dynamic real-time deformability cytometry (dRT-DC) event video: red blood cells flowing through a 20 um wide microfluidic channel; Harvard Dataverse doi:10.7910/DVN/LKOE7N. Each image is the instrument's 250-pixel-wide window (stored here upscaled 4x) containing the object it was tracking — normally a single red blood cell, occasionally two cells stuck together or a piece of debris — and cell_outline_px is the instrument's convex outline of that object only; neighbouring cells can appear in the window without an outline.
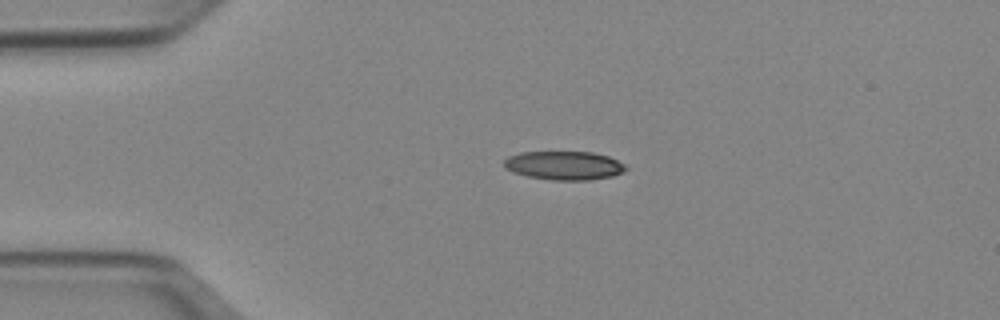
{"species": "Egyptian fruit bat (a non-hibernating species)", "species_latin": "Rousettus aegyptiacus", "temperature_condition": "cold", "stored_images_in_passage": 41, "camera_frame_rate_fps": 3000, "um_per_image_px": 0.085, "animal": {"sex": "female"}, "frame": {"image": 1, "passage_image": 1, "time_ms": 0.0, "image_size_px": [1000, 320], "cell_outline_px": [[628, 168], [624, 172], [612, 176], [588, 180], [552, 180], [528, 176], [512, 172], [504, 168], [504, 160], [508, 156], [520, 152], [592, 152], [608, 156], [628, 164]], "centroid_in_image_um": [47.98, 14.06], "position_along_channel_um": 37.0, "area_um2": 20.58}}
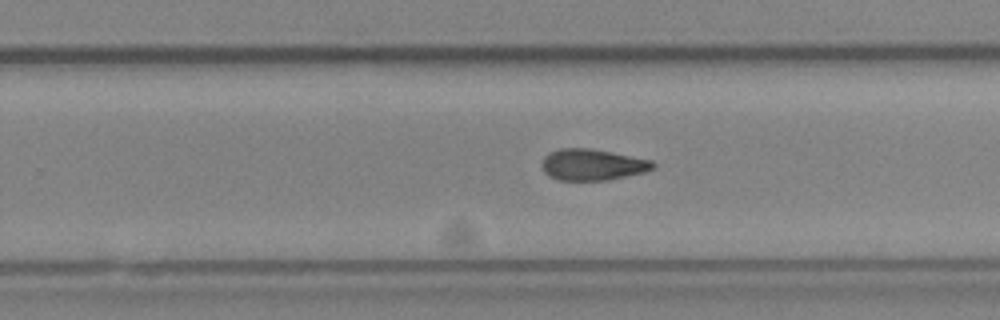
{"frame": {"image": 2, "passage_image": 22, "time_ms": 7.0, "image_size_px": [1000, 320], "cell_outline_px": [[656, 168], [644, 172], [608, 180], [560, 180], [548, 176], [544, 172], [540, 164], [544, 156], [548, 152], [560, 148], [588, 148], [612, 152], [652, 160], [656, 164]], "centroid_in_image_um": [50.34, 13.99], "position_along_channel_um": 279.5, "area_um2": 20.46}}
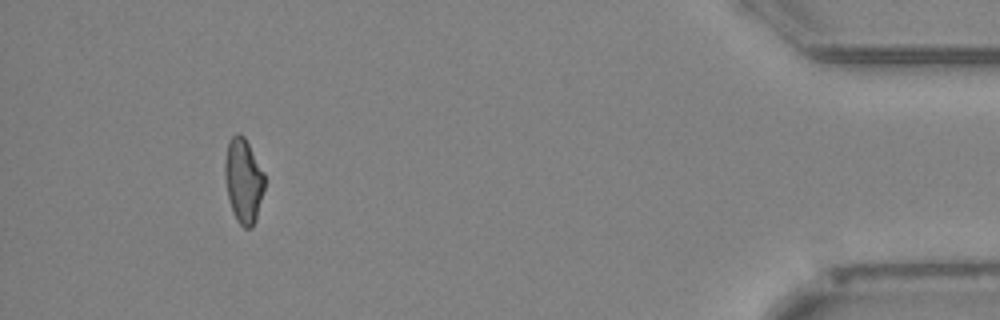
{"frame": {"image": 3, "passage_image": 37, "time_ms": 12.0, "image_size_px": [1000, 320], "cell_outline_px": [[264, 188], [256, 220], [252, 228], [244, 228], [236, 220], [232, 212], [228, 196], [224, 176], [224, 160], [228, 140], [236, 132], [240, 132], [244, 136], [264, 172]], "centroid_in_image_um": [20.67, 15.34], "position_along_channel_um": 414.5, "area_um2": 19.77}, "authors_computed_cell_mechanics": {"area_um2": 20.519, "velocity_mm_per_s": 3.9629, "shape_relaxation_time_tau1_ms": 7.5438, "shape_relaxation_time_tau2_ms": 4.0616, "deformation_change_tau1": 0.1961, "deformation_change_tau2": 0.1263}}